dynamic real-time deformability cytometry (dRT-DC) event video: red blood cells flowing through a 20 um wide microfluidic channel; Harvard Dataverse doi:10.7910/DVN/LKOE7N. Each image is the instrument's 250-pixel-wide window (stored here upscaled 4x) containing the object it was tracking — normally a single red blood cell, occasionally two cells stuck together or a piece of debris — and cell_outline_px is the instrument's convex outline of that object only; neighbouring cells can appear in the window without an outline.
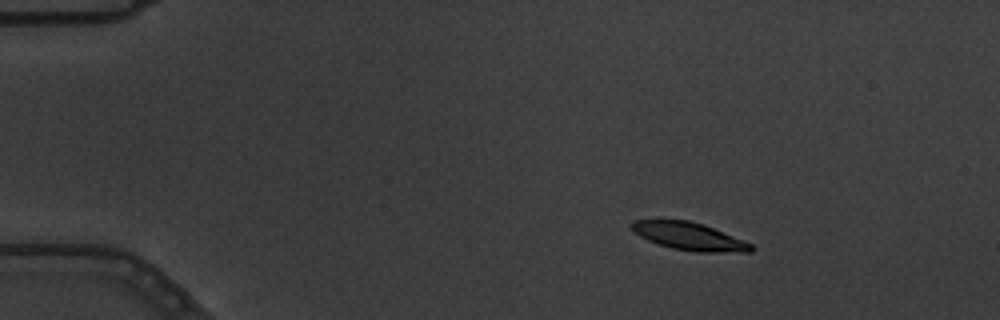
{"species": "common noctule bat (a hibernating species)", "species_latin": "Nyctalus noctula", "temperature_condition": "warm", "stored_images_in_passage": 4, "camera_frame_rate_fps": 3000, "um_per_image_px": 0.085, "animal": {"sex": "male", "body_mass_g": 19.5, "forearm_length_mm": 54.6}, "frame": {"image": 1, "passage_image": 1, "time_ms": 0.0, "image_size_px": [1000, 320], "cell_outline_px": [[756, 248], [752, 252], [696, 252], [672, 248], [648, 240], [640, 236], [628, 224], [632, 220], [688, 220], [704, 224], [744, 240], [752, 244]], "centroid_in_image_um": [58.63, 20.09], "position_along_channel_um": 26.4, "area_um2": 19.31}}
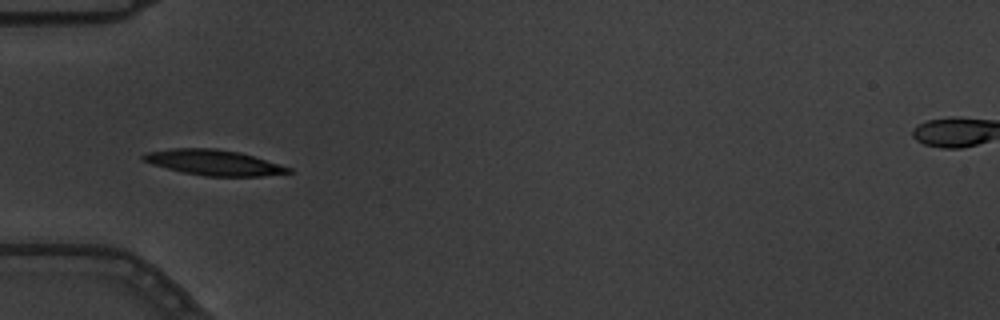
{"frame": {"image": 2, "passage_image": 4, "time_ms": 1.0, "image_size_px": [1000, 320], "cell_outline_px": [[292, 172], [260, 176], [204, 176], [184, 172], [152, 164], [144, 160], [140, 156], [148, 152], [172, 148], [216, 148], [240, 152], [292, 168]], "centroid_in_image_um": [18.17, 13.81], "position_along_channel_um": 66.8, "area_um2": 21.27}}